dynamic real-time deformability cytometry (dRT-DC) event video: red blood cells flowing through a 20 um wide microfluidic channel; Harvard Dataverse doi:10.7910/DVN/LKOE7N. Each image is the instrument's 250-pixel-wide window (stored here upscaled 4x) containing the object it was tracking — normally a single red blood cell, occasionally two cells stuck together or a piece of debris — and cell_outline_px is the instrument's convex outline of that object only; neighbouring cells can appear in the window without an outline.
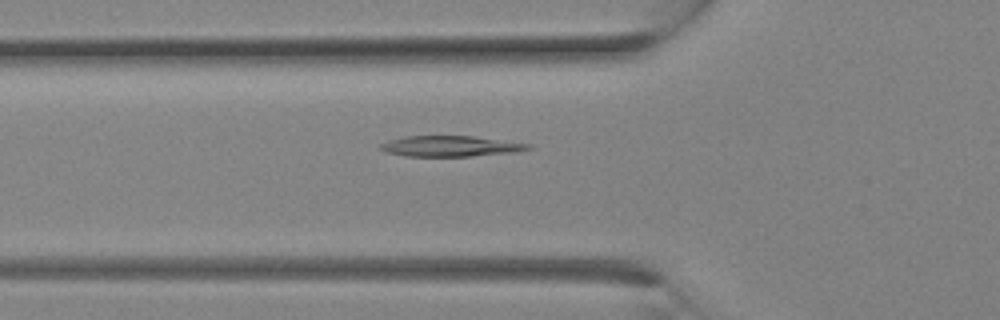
{"species": "Egyptian fruit bat (a non-hibernating species)", "species_latin": "Rousettus aegyptiacus", "temperature_condition": "room temperature", "stored_images_in_passage": 23, "camera_frame_rate_fps": 3000, "um_per_image_px": 0.085, "animal": {"sex": "female"}, "frame": {"image": 1, "passage_image": 5, "time_ms": 1.333, "image_size_px": [1000, 320], "cell_outline_px": [[532, 148], [516, 152], [472, 156], [404, 156], [388, 152], [380, 148], [380, 144], [388, 140], [404, 136], [472, 136], [532, 144]], "centroid_in_image_um": [38.31, 12.42], "position_along_channel_um": 87.5, "area_um2": 17.74}}
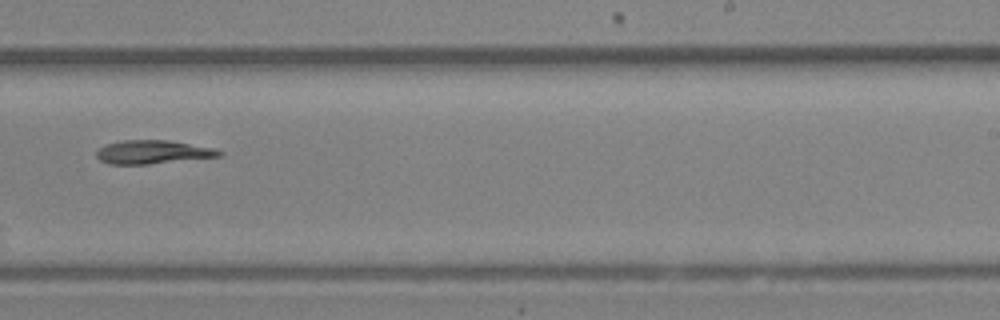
{"frame": {"image": 2, "passage_image": 13, "time_ms": 4.0, "image_size_px": [1000, 320], "cell_outline_px": [[224, 152], [220, 156], [148, 164], [108, 164], [100, 160], [96, 156], [96, 152], [104, 144], [124, 140], [168, 140], [216, 148]], "centroid_in_image_um": [12.98, 12.92], "position_along_channel_um": 276.0, "area_um2": 16.82}}
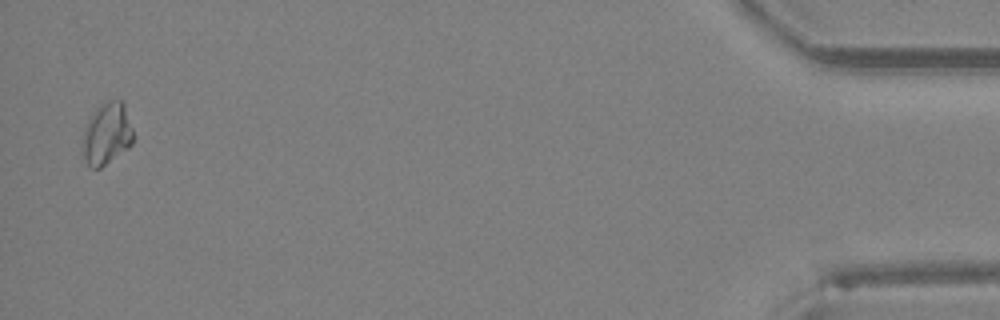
{"frame": {"image": 3, "passage_image": 23, "time_ms": 7.333, "image_size_px": [1000, 320], "cell_outline_px": [[136, 136], [132, 144], [128, 148], [100, 168], [92, 168], [88, 164], [80, 148], [84, 128], [96, 108], [112, 100], [120, 100], [124, 104]], "centroid_in_image_um": [9.09, 11.4], "position_along_channel_um": 426.1, "area_um2": 18.38}}